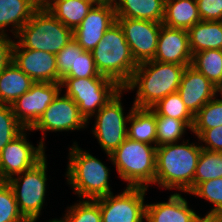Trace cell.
Masks as SVG:
<instances>
[{
    "mask_svg": "<svg viewBox=\"0 0 222 222\" xmlns=\"http://www.w3.org/2000/svg\"><path fill=\"white\" fill-rule=\"evenodd\" d=\"M127 123V137L157 146L156 114L151 108L134 107Z\"/></svg>",
    "mask_w": 222,
    "mask_h": 222,
    "instance_id": "obj_26",
    "label": "cell"
},
{
    "mask_svg": "<svg viewBox=\"0 0 222 222\" xmlns=\"http://www.w3.org/2000/svg\"><path fill=\"white\" fill-rule=\"evenodd\" d=\"M38 8L32 0H0V34H7L6 28L11 26L9 31L15 37Z\"/></svg>",
    "mask_w": 222,
    "mask_h": 222,
    "instance_id": "obj_20",
    "label": "cell"
},
{
    "mask_svg": "<svg viewBox=\"0 0 222 222\" xmlns=\"http://www.w3.org/2000/svg\"><path fill=\"white\" fill-rule=\"evenodd\" d=\"M219 94V95H218ZM216 96L219 97L220 96V100L222 101V83L219 84L217 87H216Z\"/></svg>",
    "mask_w": 222,
    "mask_h": 222,
    "instance_id": "obj_43",
    "label": "cell"
},
{
    "mask_svg": "<svg viewBox=\"0 0 222 222\" xmlns=\"http://www.w3.org/2000/svg\"><path fill=\"white\" fill-rule=\"evenodd\" d=\"M154 61L191 65L188 31L161 25Z\"/></svg>",
    "mask_w": 222,
    "mask_h": 222,
    "instance_id": "obj_17",
    "label": "cell"
},
{
    "mask_svg": "<svg viewBox=\"0 0 222 222\" xmlns=\"http://www.w3.org/2000/svg\"><path fill=\"white\" fill-rule=\"evenodd\" d=\"M157 146L135 141L127 137L108 159L116 168L126 187H143L154 184Z\"/></svg>",
    "mask_w": 222,
    "mask_h": 222,
    "instance_id": "obj_4",
    "label": "cell"
},
{
    "mask_svg": "<svg viewBox=\"0 0 222 222\" xmlns=\"http://www.w3.org/2000/svg\"><path fill=\"white\" fill-rule=\"evenodd\" d=\"M192 55L205 50H222V21H199L188 30Z\"/></svg>",
    "mask_w": 222,
    "mask_h": 222,
    "instance_id": "obj_24",
    "label": "cell"
},
{
    "mask_svg": "<svg viewBox=\"0 0 222 222\" xmlns=\"http://www.w3.org/2000/svg\"><path fill=\"white\" fill-rule=\"evenodd\" d=\"M201 21H222V0H196Z\"/></svg>",
    "mask_w": 222,
    "mask_h": 222,
    "instance_id": "obj_39",
    "label": "cell"
},
{
    "mask_svg": "<svg viewBox=\"0 0 222 222\" xmlns=\"http://www.w3.org/2000/svg\"><path fill=\"white\" fill-rule=\"evenodd\" d=\"M35 82L11 62L0 73V104L12 105L13 102L30 90Z\"/></svg>",
    "mask_w": 222,
    "mask_h": 222,
    "instance_id": "obj_23",
    "label": "cell"
},
{
    "mask_svg": "<svg viewBox=\"0 0 222 222\" xmlns=\"http://www.w3.org/2000/svg\"><path fill=\"white\" fill-rule=\"evenodd\" d=\"M37 220H29L28 222H36ZM48 222H63L60 218H53L51 220H49Z\"/></svg>",
    "mask_w": 222,
    "mask_h": 222,
    "instance_id": "obj_45",
    "label": "cell"
},
{
    "mask_svg": "<svg viewBox=\"0 0 222 222\" xmlns=\"http://www.w3.org/2000/svg\"><path fill=\"white\" fill-rule=\"evenodd\" d=\"M191 66L215 87L222 83V50H205L193 54Z\"/></svg>",
    "mask_w": 222,
    "mask_h": 222,
    "instance_id": "obj_27",
    "label": "cell"
},
{
    "mask_svg": "<svg viewBox=\"0 0 222 222\" xmlns=\"http://www.w3.org/2000/svg\"><path fill=\"white\" fill-rule=\"evenodd\" d=\"M94 5V0H52L45 9L74 31Z\"/></svg>",
    "mask_w": 222,
    "mask_h": 222,
    "instance_id": "obj_25",
    "label": "cell"
},
{
    "mask_svg": "<svg viewBox=\"0 0 222 222\" xmlns=\"http://www.w3.org/2000/svg\"><path fill=\"white\" fill-rule=\"evenodd\" d=\"M47 171L45 155L33 167L7 181L14 191L18 209L27 221L39 219L42 207L44 208L48 184Z\"/></svg>",
    "mask_w": 222,
    "mask_h": 222,
    "instance_id": "obj_8",
    "label": "cell"
},
{
    "mask_svg": "<svg viewBox=\"0 0 222 222\" xmlns=\"http://www.w3.org/2000/svg\"><path fill=\"white\" fill-rule=\"evenodd\" d=\"M31 129H24L0 152V181H8L38 163L46 154L45 146H37L27 139ZM28 140V141H27Z\"/></svg>",
    "mask_w": 222,
    "mask_h": 222,
    "instance_id": "obj_12",
    "label": "cell"
},
{
    "mask_svg": "<svg viewBox=\"0 0 222 222\" xmlns=\"http://www.w3.org/2000/svg\"><path fill=\"white\" fill-rule=\"evenodd\" d=\"M137 64L155 57L162 23L150 20L116 18Z\"/></svg>",
    "mask_w": 222,
    "mask_h": 222,
    "instance_id": "obj_14",
    "label": "cell"
},
{
    "mask_svg": "<svg viewBox=\"0 0 222 222\" xmlns=\"http://www.w3.org/2000/svg\"><path fill=\"white\" fill-rule=\"evenodd\" d=\"M115 22L114 6L95 4L73 31V38L85 51H92Z\"/></svg>",
    "mask_w": 222,
    "mask_h": 222,
    "instance_id": "obj_16",
    "label": "cell"
},
{
    "mask_svg": "<svg viewBox=\"0 0 222 222\" xmlns=\"http://www.w3.org/2000/svg\"><path fill=\"white\" fill-rule=\"evenodd\" d=\"M24 129L16 119L11 105L0 104V152Z\"/></svg>",
    "mask_w": 222,
    "mask_h": 222,
    "instance_id": "obj_35",
    "label": "cell"
},
{
    "mask_svg": "<svg viewBox=\"0 0 222 222\" xmlns=\"http://www.w3.org/2000/svg\"><path fill=\"white\" fill-rule=\"evenodd\" d=\"M63 222H101V210L95 200H80L67 207Z\"/></svg>",
    "mask_w": 222,
    "mask_h": 222,
    "instance_id": "obj_32",
    "label": "cell"
},
{
    "mask_svg": "<svg viewBox=\"0 0 222 222\" xmlns=\"http://www.w3.org/2000/svg\"><path fill=\"white\" fill-rule=\"evenodd\" d=\"M87 77H107L101 75L97 71L91 51H84L83 53H77V58L74 67H71V69L62 78H87Z\"/></svg>",
    "mask_w": 222,
    "mask_h": 222,
    "instance_id": "obj_36",
    "label": "cell"
},
{
    "mask_svg": "<svg viewBox=\"0 0 222 222\" xmlns=\"http://www.w3.org/2000/svg\"><path fill=\"white\" fill-rule=\"evenodd\" d=\"M61 88L78 105L86 121L123 89L108 77L62 78Z\"/></svg>",
    "mask_w": 222,
    "mask_h": 222,
    "instance_id": "obj_7",
    "label": "cell"
},
{
    "mask_svg": "<svg viewBox=\"0 0 222 222\" xmlns=\"http://www.w3.org/2000/svg\"><path fill=\"white\" fill-rule=\"evenodd\" d=\"M194 222H222V216L218 215H205L198 216Z\"/></svg>",
    "mask_w": 222,
    "mask_h": 222,
    "instance_id": "obj_41",
    "label": "cell"
},
{
    "mask_svg": "<svg viewBox=\"0 0 222 222\" xmlns=\"http://www.w3.org/2000/svg\"><path fill=\"white\" fill-rule=\"evenodd\" d=\"M38 7H43L45 0H32Z\"/></svg>",
    "mask_w": 222,
    "mask_h": 222,
    "instance_id": "obj_44",
    "label": "cell"
},
{
    "mask_svg": "<svg viewBox=\"0 0 222 222\" xmlns=\"http://www.w3.org/2000/svg\"><path fill=\"white\" fill-rule=\"evenodd\" d=\"M0 222H28L20 213L14 191L7 181H0Z\"/></svg>",
    "mask_w": 222,
    "mask_h": 222,
    "instance_id": "obj_34",
    "label": "cell"
},
{
    "mask_svg": "<svg viewBox=\"0 0 222 222\" xmlns=\"http://www.w3.org/2000/svg\"><path fill=\"white\" fill-rule=\"evenodd\" d=\"M12 62L34 82L58 83L55 54L23 48L15 41Z\"/></svg>",
    "mask_w": 222,
    "mask_h": 222,
    "instance_id": "obj_15",
    "label": "cell"
},
{
    "mask_svg": "<svg viewBox=\"0 0 222 222\" xmlns=\"http://www.w3.org/2000/svg\"><path fill=\"white\" fill-rule=\"evenodd\" d=\"M198 216L178 192L172 193L167 202L146 203L145 222H194Z\"/></svg>",
    "mask_w": 222,
    "mask_h": 222,
    "instance_id": "obj_19",
    "label": "cell"
},
{
    "mask_svg": "<svg viewBox=\"0 0 222 222\" xmlns=\"http://www.w3.org/2000/svg\"><path fill=\"white\" fill-rule=\"evenodd\" d=\"M147 188L126 187L123 192L95 199L101 210V222H145Z\"/></svg>",
    "mask_w": 222,
    "mask_h": 222,
    "instance_id": "obj_10",
    "label": "cell"
},
{
    "mask_svg": "<svg viewBox=\"0 0 222 222\" xmlns=\"http://www.w3.org/2000/svg\"><path fill=\"white\" fill-rule=\"evenodd\" d=\"M186 129L191 131V127L183 120H177L167 116H156V136L157 146L178 143L184 141L183 135Z\"/></svg>",
    "mask_w": 222,
    "mask_h": 222,
    "instance_id": "obj_30",
    "label": "cell"
},
{
    "mask_svg": "<svg viewBox=\"0 0 222 222\" xmlns=\"http://www.w3.org/2000/svg\"><path fill=\"white\" fill-rule=\"evenodd\" d=\"M151 109L156 116L172 117L185 121L191 128L193 126L194 116L186 108L178 92L171 93L159 100Z\"/></svg>",
    "mask_w": 222,
    "mask_h": 222,
    "instance_id": "obj_29",
    "label": "cell"
},
{
    "mask_svg": "<svg viewBox=\"0 0 222 222\" xmlns=\"http://www.w3.org/2000/svg\"><path fill=\"white\" fill-rule=\"evenodd\" d=\"M52 0H45V3H44V8L51 2Z\"/></svg>",
    "mask_w": 222,
    "mask_h": 222,
    "instance_id": "obj_46",
    "label": "cell"
},
{
    "mask_svg": "<svg viewBox=\"0 0 222 222\" xmlns=\"http://www.w3.org/2000/svg\"><path fill=\"white\" fill-rule=\"evenodd\" d=\"M91 53L97 71L122 88L131 80L138 65L117 21L104 33Z\"/></svg>",
    "mask_w": 222,
    "mask_h": 222,
    "instance_id": "obj_5",
    "label": "cell"
},
{
    "mask_svg": "<svg viewBox=\"0 0 222 222\" xmlns=\"http://www.w3.org/2000/svg\"><path fill=\"white\" fill-rule=\"evenodd\" d=\"M197 139L202 149L222 152V125L204 130Z\"/></svg>",
    "mask_w": 222,
    "mask_h": 222,
    "instance_id": "obj_38",
    "label": "cell"
},
{
    "mask_svg": "<svg viewBox=\"0 0 222 222\" xmlns=\"http://www.w3.org/2000/svg\"><path fill=\"white\" fill-rule=\"evenodd\" d=\"M60 92L40 116L31 131H41L40 143L45 146L47 132L75 131L87 128L86 119L80 114L78 105L72 98Z\"/></svg>",
    "mask_w": 222,
    "mask_h": 222,
    "instance_id": "obj_11",
    "label": "cell"
},
{
    "mask_svg": "<svg viewBox=\"0 0 222 222\" xmlns=\"http://www.w3.org/2000/svg\"><path fill=\"white\" fill-rule=\"evenodd\" d=\"M186 66L147 61L138 64L131 80L123 87L125 92L136 89L133 105L151 108L159 100L178 91Z\"/></svg>",
    "mask_w": 222,
    "mask_h": 222,
    "instance_id": "obj_2",
    "label": "cell"
},
{
    "mask_svg": "<svg viewBox=\"0 0 222 222\" xmlns=\"http://www.w3.org/2000/svg\"><path fill=\"white\" fill-rule=\"evenodd\" d=\"M190 194L213 204L207 215L222 216V177L200 183Z\"/></svg>",
    "mask_w": 222,
    "mask_h": 222,
    "instance_id": "obj_33",
    "label": "cell"
},
{
    "mask_svg": "<svg viewBox=\"0 0 222 222\" xmlns=\"http://www.w3.org/2000/svg\"><path fill=\"white\" fill-rule=\"evenodd\" d=\"M68 157L67 184L80 200H95L113 193L109 184L110 169L102 160L82 150L76 141L69 147Z\"/></svg>",
    "mask_w": 222,
    "mask_h": 222,
    "instance_id": "obj_3",
    "label": "cell"
},
{
    "mask_svg": "<svg viewBox=\"0 0 222 222\" xmlns=\"http://www.w3.org/2000/svg\"><path fill=\"white\" fill-rule=\"evenodd\" d=\"M13 38L23 48L56 55L73 39V30L39 7Z\"/></svg>",
    "mask_w": 222,
    "mask_h": 222,
    "instance_id": "obj_6",
    "label": "cell"
},
{
    "mask_svg": "<svg viewBox=\"0 0 222 222\" xmlns=\"http://www.w3.org/2000/svg\"><path fill=\"white\" fill-rule=\"evenodd\" d=\"M119 0H94L95 4L115 6Z\"/></svg>",
    "mask_w": 222,
    "mask_h": 222,
    "instance_id": "obj_42",
    "label": "cell"
},
{
    "mask_svg": "<svg viewBox=\"0 0 222 222\" xmlns=\"http://www.w3.org/2000/svg\"><path fill=\"white\" fill-rule=\"evenodd\" d=\"M60 92L61 83L35 82L13 102L12 111L25 129H31Z\"/></svg>",
    "mask_w": 222,
    "mask_h": 222,
    "instance_id": "obj_13",
    "label": "cell"
},
{
    "mask_svg": "<svg viewBox=\"0 0 222 222\" xmlns=\"http://www.w3.org/2000/svg\"><path fill=\"white\" fill-rule=\"evenodd\" d=\"M222 125V101L215 96L194 116L191 132L199 136L204 130Z\"/></svg>",
    "mask_w": 222,
    "mask_h": 222,
    "instance_id": "obj_31",
    "label": "cell"
},
{
    "mask_svg": "<svg viewBox=\"0 0 222 222\" xmlns=\"http://www.w3.org/2000/svg\"><path fill=\"white\" fill-rule=\"evenodd\" d=\"M85 50L73 38L57 54L56 66L58 70V83H61L62 77L74 67L77 53H83Z\"/></svg>",
    "mask_w": 222,
    "mask_h": 222,
    "instance_id": "obj_37",
    "label": "cell"
},
{
    "mask_svg": "<svg viewBox=\"0 0 222 222\" xmlns=\"http://www.w3.org/2000/svg\"><path fill=\"white\" fill-rule=\"evenodd\" d=\"M114 9L116 18L150 20L162 23L165 0H119Z\"/></svg>",
    "mask_w": 222,
    "mask_h": 222,
    "instance_id": "obj_21",
    "label": "cell"
},
{
    "mask_svg": "<svg viewBox=\"0 0 222 222\" xmlns=\"http://www.w3.org/2000/svg\"><path fill=\"white\" fill-rule=\"evenodd\" d=\"M189 112L195 116L216 96V87L191 65L186 66L178 91Z\"/></svg>",
    "mask_w": 222,
    "mask_h": 222,
    "instance_id": "obj_18",
    "label": "cell"
},
{
    "mask_svg": "<svg viewBox=\"0 0 222 222\" xmlns=\"http://www.w3.org/2000/svg\"><path fill=\"white\" fill-rule=\"evenodd\" d=\"M124 92V89L120 90L113 99L87 121V125H89L90 120L95 118L96 121H94L91 131L106 155L113 153L127 138V122L135 106L133 105L125 116L121 101Z\"/></svg>",
    "mask_w": 222,
    "mask_h": 222,
    "instance_id": "obj_9",
    "label": "cell"
},
{
    "mask_svg": "<svg viewBox=\"0 0 222 222\" xmlns=\"http://www.w3.org/2000/svg\"><path fill=\"white\" fill-rule=\"evenodd\" d=\"M201 150L199 142L189 140L157 146L154 184L190 194Z\"/></svg>",
    "mask_w": 222,
    "mask_h": 222,
    "instance_id": "obj_1",
    "label": "cell"
},
{
    "mask_svg": "<svg viewBox=\"0 0 222 222\" xmlns=\"http://www.w3.org/2000/svg\"><path fill=\"white\" fill-rule=\"evenodd\" d=\"M222 177V152L202 149L193 179V190L202 182Z\"/></svg>",
    "mask_w": 222,
    "mask_h": 222,
    "instance_id": "obj_28",
    "label": "cell"
},
{
    "mask_svg": "<svg viewBox=\"0 0 222 222\" xmlns=\"http://www.w3.org/2000/svg\"><path fill=\"white\" fill-rule=\"evenodd\" d=\"M199 21L196 0H165L163 25L188 31Z\"/></svg>",
    "mask_w": 222,
    "mask_h": 222,
    "instance_id": "obj_22",
    "label": "cell"
},
{
    "mask_svg": "<svg viewBox=\"0 0 222 222\" xmlns=\"http://www.w3.org/2000/svg\"><path fill=\"white\" fill-rule=\"evenodd\" d=\"M14 42L9 34H0V73L12 62Z\"/></svg>",
    "mask_w": 222,
    "mask_h": 222,
    "instance_id": "obj_40",
    "label": "cell"
}]
</instances>
